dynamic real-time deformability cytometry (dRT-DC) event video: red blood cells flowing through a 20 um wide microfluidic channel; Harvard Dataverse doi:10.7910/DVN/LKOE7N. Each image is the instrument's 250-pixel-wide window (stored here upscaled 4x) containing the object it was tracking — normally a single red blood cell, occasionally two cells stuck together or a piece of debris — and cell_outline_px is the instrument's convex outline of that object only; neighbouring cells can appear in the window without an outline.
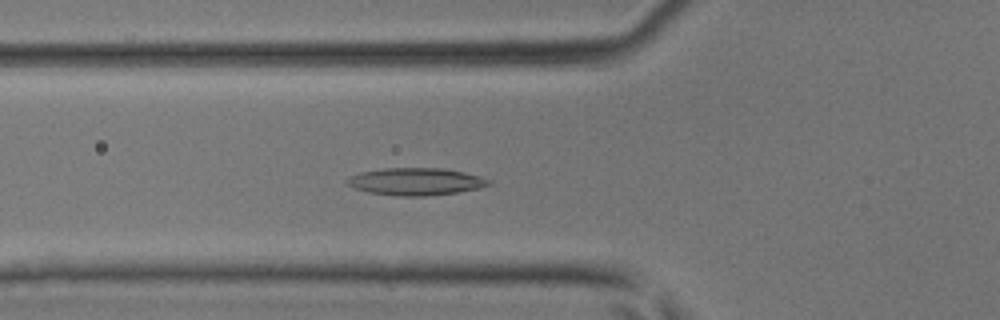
{"species": "common noctule bat (a hibernating species)", "species_latin": "Nyctalus noctula", "temperature_condition": "room temperature", "stored_images_in_passage": 36, "segment_of_instrument_passage": [1, 2], "camera_frame_rate_fps": 3000, "um_per_image_px": 0.085, "animal": {"sex": "male", "body_mass_g": 17.9, "forearm_length_mm": 54.2}, "frame": {"image": 1, "passage_image": 7, "time_ms": 2.0, "image_size_px": [1000, 320], "cell_outline_px": [[492, 184], [480, 188], [456, 192], [424, 196], [396, 196], [368, 192], [356, 188], [348, 184], [344, 180], [348, 176], [360, 172], [384, 168], [444, 168], [464, 172], [480, 176], [492, 180]], "centroid_in_image_um": [35.35, 15.42], "position_along_channel_um": 90.5, "area_um2": 22.66}}
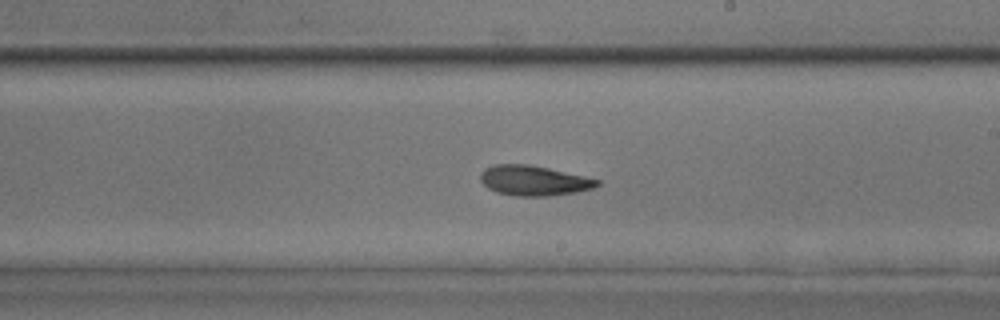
{"frame": {"image": 2, "passage_image": 17, "time_ms": 5.333, "image_size_px": [1000, 320], "cell_outline_px": [[600, 184], [592, 188], [576, 192], [548, 196], [516, 196], [496, 192], [488, 188], [480, 180], [480, 172], [484, 168], [496, 164], [528, 164], [548, 168], [584, 176], [600, 180]], "centroid_in_image_um": [45.34, 15.35], "position_along_channel_um": 243.7, "area_um2": 20.4}}
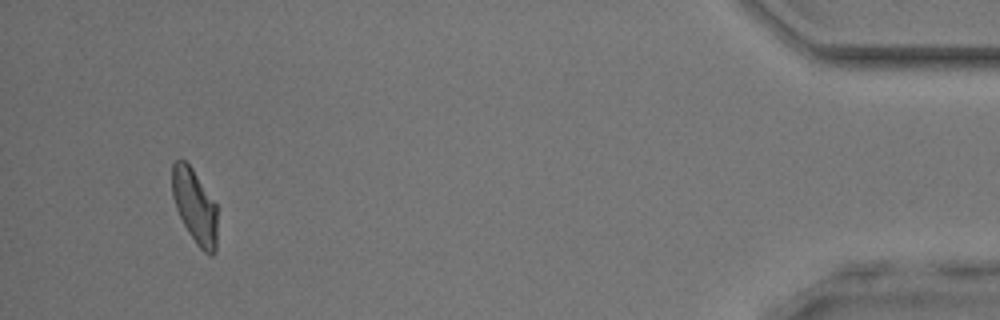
{"frame": {"image": 3, "passage_image": 33, "time_ms": 10.667, "image_size_px": [1000, 320], "cell_outline_px": [[216, 252], [212, 256], [204, 252], [196, 244], [188, 232], [176, 208], [172, 196], [172, 164], [180, 156], [192, 168], [216, 204]], "centroid_in_image_um": [16.54, 17.52], "position_along_channel_um": 418.7, "area_um2": 19.48}}